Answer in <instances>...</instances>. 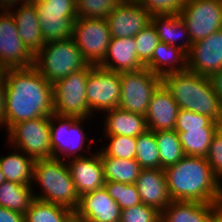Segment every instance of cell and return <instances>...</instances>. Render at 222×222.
I'll return each mask as SVG.
<instances>
[{"label": "cell", "mask_w": 222, "mask_h": 222, "mask_svg": "<svg viewBox=\"0 0 222 222\" xmlns=\"http://www.w3.org/2000/svg\"><path fill=\"white\" fill-rule=\"evenodd\" d=\"M6 89L5 82L0 84V125H4L6 122Z\"/></svg>", "instance_id": "cell-42"}, {"label": "cell", "mask_w": 222, "mask_h": 222, "mask_svg": "<svg viewBox=\"0 0 222 222\" xmlns=\"http://www.w3.org/2000/svg\"><path fill=\"white\" fill-rule=\"evenodd\" d=\"M71 38L84 60L98 66L105 58L112 37L106 19L78 17L73 23Z\"/></svg>", "instance_id": "cell-11"}, {"label": "cell", "mask_w": 222, "mask_h": 222, "mask_svg": "<svg viewBox=\"0 0 222 222\" xmlns=\"http://www.w3.org/2000/svg\"><path fill=\"white\" fill-rule=\"evenodd\" d=\"M220 123L189 110L179 109L175 131L186 156L206 157Z\"/></svg>", "instance_id": "cell-6"}, {"label": "cell", "mask_w": 222, "mask_h": 222, "mask_svg": "<svg viewBox=\"0 0 222 222\" xmlns=\"http://www.w3.org/2000/svg\"><path fill=\"white\" fill-rule=\"evenodd\" d=\"M7 130L14 124L54 114L53 86L34 67L5 70Z\"/></svg>", "instance_id": "cell-1"}, {"label": "cell", "mask_w": 222, "mask_h": 222, "mask_svg": "<svg viewBox=\"0 0 222 222\" xmlns=\"http://www.w3.org/2000/svg\"><path fill=\"white\" fill-rule=\"evenodd\" d=\"M40 1H43V0H31L30 2H40Z\"/></svg>", "instance_id": "cell-50"}, {"label": "cell", "mask_w": 222, "mask_h": 222, "mask_svg": "<svg viewBox=\"0 0 222 222\" xmlns=\"http://www.w3.org/2000/svg\"><path fill=\"white\" fill-rule=\"evenodd\" d=\"M162 84L171 93L179 109L189 110L220 123L222 104L215 93L210 77L190 70L164 75Z\"/></svg>", "instance_id": "cell-3"}, {"label": "cell", "mask_w": 222, "mask_h": 222, "mask_svg": "<svg viewBox=\"0 0 222 222\" xmlns=\"http://www.w3.org/2000/svg\"><path fill=\"white\" fill-rule=\"evenodd\" d=\"M104 187L110 197L120 206L121 210L142 204L135 184L105 181Z\"/></svg>", "instance_id": "cell-34"}, {"label": "cell", "mask_w": 222, "mask_h": 222, "mask_svg": "<svg viewBox=\"0 0 222 222\" xmlns=\"http://www.w3.org/2000/svg\"><path fill=\"white\" fill-rule=\"evenodd\" d=\"M135 159L142 169L160 168V155L154 131L147 129L136 137Z\"/></svg>", "instance_id": "cell-33"}, {"label": "cell", "mask_w": 222, "mask_h": 222, "mask_svg": "<svg viewBox=\"0 0 222 222\" xmlns=\"http://www.w3.org/2000/svg\"><path fill=\"white\" fill-rule=\"evenodd\" d=\"M17 2H19V0H0V5H2L4 10H9L11 9L10 7H13V5Z\"/></svg>", "instance_id": "cell-45"}, {"label": "cell", "mask_w": 222, "mask_h": 222, "mask_svg": "<svg viewBox=\"0 0 222 222\" xmlns=\"http://www.w3.org/2000/svg\"><path fill=\"white\" fill-rule=\"evenodd\" d=\"M179 111L178 104L171 93L161 84L151 97L147 114L145 115L148 130H174Z\"/></svg>", "instance_id": "cell-19"}, {"label": "cell", "mask_w": 222, "mask_h": 222, "mask_svg": "<svg viewBox=\"0 0 222 222\" xmlns=\"http://www.w3.org/2000/svg\"><path fill=\"white\" fill-rule=\"evenodd\" d=\"M121 94L120 73L93 66L86 83V100L88 107L108 111L118 108Z\"/></svg>", "instance_id": "cell-13"}, {"label": "cell", "mask_w": 222, "mask_h": 222, "mask_svg": "<svg viewBox=\"0 0 222 222\" xmlns=\"http://www.w3.org/2000/svg\"><path fill=\"white\" fill-rule=\"evenodd\" d=\"M121 1H132V2H138V0H121Z\"/></svg>", "instance_id": "cell-49"}, {"label": "cell", "mask_w": 222, "mask_h": 222, "mask_svg": "<svg viewBox=\"0 0 222 222\" xmlns=\"http://www.w3.org/2000/svg\"><path fill=\"white\" fill-rule=\"evenodd\" d=\"M82 222H91V221H82ZM115 222H122L121 220L115 221Z\"/></svg>", "instance_id": "cell-51"}, {"label": "cell", "mask_w": 222, "mask_h": 222, "mask_svg": "<svg viewBox=\"0 0 222 222\" xmlns=\"http://www.w3.org/2000/svg\"><path fill=\"white\" fill-rule=\"evenodd\" d=\"M5 68L0 64V84L4 81Z\"/></svg>", "instance_id": "cell-46"}, {"label": "cell", "mask_w": 222, "mask_h": 222, "mask_svg": "<svg viewBox=\"0 0 222 222\" xmlns=\"http://www.w3.org/2000/svg\"><path fill=\"white\" fill-rule=\"evenodd\" d=\"M0 64L5 69L27 68L34 64V55L19 37L13 15L5 10L0 13Z\"/></svg>", "instance_id": "cell-14"}, {"label": "cell", "mask_w": 222, "mask_h": 222, "mask_svg": "<svg viewBox=\"0 0 222 222\" xmlns=\"http://www.w3.org/2000/svg\"><path fill=\"white\" fill-rule=\"evenodd\" d=\"M98 66L117 73L135 71L145 67L139 61L134 37L111 38L105 58Z\"/></svg>", "instance_id": "cell-22"}, {"label": "cell", "mask_w": 222, "mask_h": 222, "mask_svg": "<svg viewBox=\"0 0 222 222\" xmlns=\"http://www.w3.org/2000/svg\"><path fill=\"white\" fill-rule=\"evenodd\" d=\"M214 204L172 200L161 212L160 222H210Z\"/></svg>", "instance_id": "cell-24"}, {"label": "cell", "mask_w": 222, "mask_h": 222, "mask_svg": "<svg viewBox=\"0 0 222 222\" xmlns=\"http://www.w3.org/2000/svg\"><path fill=\"white\" fill-rule=\"evenodd\" d=\"M0 222H25V215L0 206Z\"/></svg>", "instance_id": "cell-41"}, {"label": "cell", "mask_w": 222, "mask_h": 222, "mask_svg": "<svg viewBox=\"0 0 222 222\" xmlns=\"http://www.w3.org/2000/svg\"><path fill=\"white\" fill-rule=\"evenodd\" d=\"M121 0H76L78 17L106 19Z\"/></svg>", "instance_id": "cell-36"}, {"label": "cell", "mask_w": 222, "mask_h": 222, "mask_svg": "<svg viewBox=\"0 0 222 222\" xmlns=\"http://www.w3.org/2000/svg\"><path fill=\"white\" fill-rule=\"evenodd\" d=\"M121 94L118 108L145 116L151 97L162 78L146 67L120 73Z\"/></svg>", "instance_id": "cell-9"}, {"label": "cell", "mask_w": 222, "mask_h": 222, "mask_svg": "<svg viewBox=\"0 0 222 222\" xmlns=\"http://www.w3.org/2000/svg\"><path fill=\"white\" fill-rule=\"evenodd\" d=\"M7 133L16 150H21L34 160L53 157L51 147L50 117H38L12 125ZM17 145V146H16Z\"/></svg>", "instance_id": "cell-10"}, {"label": "cell", "mask_w": 222, "mask_h": 222, "mask_svg": "<svg viewBox=\"0 0 222 222\" xmlns=\"http://www.w3.org/2000/svg\"><path fill=\"white\" fill-rule=\"evenodd\" d=\"M61 158L35 160L33 180H37L44 193L34 197L74 211L79 202L68 165Z\"/></svg>", "instance_id": "cell-4"}, {"label": "cell", "mask_w": 222, "mask_h": 222, "mask_svg": "<svg viewBox=\"0 0 222 222\" xmlns=\"http://www.w3.org/2000/svg\"><path fill=\"white\" fill-rule=\"evenodd\" d=\"M58 119V120H57ZM54 120L59 121L60 125L56 127ZM84 118L68 117L52 114L50 116V133H51V147L53 151V158H61L57 151L60 150L65 156L74 155L77 157H84L78 154L77 151L82 150L85 143V133L80 127V123ZM54 123V124H53ZM78 154V155H77Z\"/></svg>", "instance_id": "cell-16"}, {"label": "cell", "mask_w": 222, "mask_h": 222, "mask_svg": "<svg viewBox=\"0 0 222 222\" xmlns=\"http://www.w3.org/2000/svg\"><path fill=\"white\" fill-rule=\"evenodd\" d=\"M74 218L80 221L115 222L121 218V209L103 187L79 196Z\"/></svg>", "instance_id": "cell-18"}, {"label": "cell", "mask_w": 222, "mask_h": 222, "mask_svg": "<svg viewBox=\"0 0 222 222\" xmlns=\"http://www.w3.org/2000/svg\"><path fill=\"white\" fill-rule=\"evenodd\" d=\"M25 222H70L74 211L62 205L34 199L25 212Z\"/></svg>", "instance_id": "cell-31"}, {"label": "cell", "mask_w": 222, "mask_h": 222, "mask_svg": "<svg viewBox=\"0 0 222 222\" xmlns=\"http://www.w3.org/2000/svg\"><path fill=\"white\" fill-rule=\"evenodd\" d=\"M136 50L139 61L146 66L160 42L157 31L152 23L142 29L135 37Z\"/></svg>", "instance_id": "cell-37"}, {"label": "cell", "mask_w": 222, "mask_h": 222, "mask_svg": "<svg viewBox=\"0 0 222 222\" xmlns=\"http://www.w3.org/2000/svg\"><path fill=\"white\" fill-rule=\"evenodd\" d=\"M215 93L218 95L222 104V69L210 77Z\"/></svg>", "instance_id": "cell-43"}, {"label": "cell", "mask_w": 222, "mask_h": 222, "mask_svg": "<svg viewBox=\"0 0 222 222\" xmlns=\"http://www.w3.org/2000/svg\"><path fill=\"white\" fill-rule=\"evenodd\" d=\"M151 23L155 27L161 42L179 47L187 54L190 52L192 42L189 36V32L187 31L186 26L179 14L155 15L152 16ZM179 31L181 34H179ZM179 36L186 38V41L182 43V45L181 43L180 45H177L176 43V41L180 38Z\"/></svg>", "instance_id": "cell-27"}, {"label": "cell", "mask_w": 222, "mask_h": 222, "mask_svg": "<svg viewBox=\"0 0 222 222\" xmlns=\"http://www.w3.org/2000/svg\"><path fill=\"white\" fill-rule=\"evenodd\" d=\"M179 16L194 44L222 29V0H186Z\"/></svg>", "instance_id": "cell-12"}, {"label": "cell", "mask_w": 222, "mask_h": 222, "mask_svg": "<svg viewBox=\"0 0 222 222\" xmlns=\"http://www.w3.org/2000/svg\"><path fill=\"white\" fill-rule=\"evenodd\" d=\"M155 138L159 149L161 169L175 165L185 156L175 130L155 131Z\"/></svg>", "instance_id": "cell-32"}, {"label": "cell", "mask_w": 222, "mask_h": 222, "mask_svg": "<svg viewBox=\"0 0 222 222\" xmlns=\"http://www.w3.org/2000/svg\"><path fill=\"white\" fill-rule=\"evenodd\" d=\"M138 3L155 15L180 14L186 0H138Z\"/></svg>", "instance_id": "cell-39"}, {"label": "cell", "mask_w": 222, "mask_h": 222, "mask_svg": "<svg viewBox=\"0 0 222 222\" xmlns=\"http://www.w3.org/2000/svg\"><path fill=\"white\" fill-rule=\"evenodd\" d=\"M6 180H5V177H4V174H3V172L1 171V168H0V185L3 183V182H5Z\"/></svg>", "instance_id": "cell-47"}, {"label": "cell", "mask_w": 222, "mask_h": 222, "mask_svg": "<svg viewBox=\"0 0 222 222\" xmlns=\"http://www.w3.org/2000/svg\"><path fill=\"white\" fill-rule=\"evenodd\" d=\"M187 60V53L181 48L160 41L152 54L150 62L145 67L162 78L170 73L187 70Z\"/></svg>", "instance_id": "cell-25"}, {"label": "cell", "mask_w": 222, "mask_h": 222, "mask_svg": "<svg viewBox=\"0 0 222 222\" xmlns=\"http://www.w3.org/2000/svg\"><path fill=\"white\" fill-rule=\"evenodd\" d=\"M206 159L219 180L222 177V129L220 127L212 138Z\"/></svg>", "instance_id": "cell-40"}, {"label": "cell", "mask_w": 222, "mask_h": 222, "mask_svg": "<svg viewBox=\"0 0 222 222\" xmlns=\"http://www.w3.org/2000/svg\"><path fill=\"white\" fill-rule=\"evenodd\" d=\"M30 185L5 181L0 185V206L25 214L35 199Z\"/></svg>", "instance_id": "cell-30"}, {"label": "cell", "mask_w": 222, "mask_h": 222, "mask_svg": "<svg viewBox=\"0 0 222 222\" xmlns=\"http://www.w3.org/2000/svg\"><path fill=\"white\" fill-rule=\"evenodd\" d=\"M171 200L217 203L222 201V186L206 157L184 156L164 169Z\"/></svg>", "instance_id": "cell-2"}, {"label": "cell", "mask_w": 222, "mask_h": 222, "mask_svg": "<svg viewBox=\"0 0 222 222\" xmlns=\"http://www.w3.org/2000/svg\"><path fill=\"white\" fill-rule=\"evenodd\" d=\"M87 65L72 38L46 43L34 55L33 64L50 84L80 71Z\"/></svg>", "instance_id": "cell-5"}, {"label": "cell", "mask_w": 222, "mask_h": 222, "mask_svg": "<svg viewBox=\"0 0 222 222\" xmlns=\"http://www.w3.org/2000/svg\"><path fill=\"white\" fill-rule=\"evenodd\" d=\"M142 204L162 212L171 203L164 169H141L135 182Z\"/></svg>", "instance_id": "cell-21"}, {"label": "cell", "mask_w": 222, "mask_h": 222, "mask_svg": "<svg viewBox=\"0 0 222 222\" xmlns=\"http://www.w3.org/2000/svg\"><path fill=\"white\" fill-rule=\"evenodd\" d=\"M111 141L107 148L100 150V157L135 159L136 137L106 135Z\"/></svg>", "instance_id": "cell-35"}, {"label": "cell", "mask_w": 222, "mask_h": 222, "mask_svg": "<svg viewBox=\"0 0 222 222\" xmlns=\"http://www.w3.org/2000/svg\"><path fill=\"white\" fill-rule=\"evenodd\" d=\"M106 112L109 113L105 122L106 127H104L106 135L137 137L148 129L143 115L120 108H114Z\"/></svg>", "instance_id": "cell-26"}, {"label": "cell", "mask_w": 222, "mask_h": 222, "mask_svg": "<svg viewBox=\"0 0 222 222\" xmlns=\"http://www.w3.org/2000/svg\"><path fill=\"white\" fill-rule=\"evenodd\" d=\"M152 14L138 2L121 1L107 16L112 38L135 37L151 23Z\"/></svg>", "instance_id": "cell-15"}, {"label": "cell", "mask_w": 222, "mask_h": 222, "mask_svg": "<svg viewBox=\"0 0 222 222\" xmlns=\"http://www.w3.org/2000/svg\"><path fill=\"white\" fill-rule=\"evenodd\" d=\"M70 222H82V221L73 218Z\"/></svg>", "instance_id": "cell-48"}, {"label": "cell", "mask_w": 222, "mask_h": 222, "mask_svg": "<svg viewBox=\"0 0 222 222\" xmlns=\"http://www.w3.org/2000/svg\"><path fill=\"white\" fill-rule=\"evenodd\" d=\"M161 212L154 207L139 204L131 208L121 210L122 222H160Z\"/></svg>", "instance_id": "cell-38"}, {"label": "cell", "mask_w": 222, "mask_h": 222, "mask_svg": "<svg viewBox=\"0 0 222 222\" xmlns=\"http://www.w3.org/2000/svg\"><path fill=\"white\" fill-rule=\"evenodd\" d=\"M45 44L72 37L73 23L78 18L76 0H43L32 2Z\"/></svg>", "instance_id": "cell-8"}, {"label": "cell", "mask_w": 222, "mask_h": 222, "mask_svg": "<svg viewBox=\"0 0 222 222\" xmlns=\"http://www.w3.org/2000/svg\"><path fill=\"white\" fill-rule=\"evenodd\" d=\"M187 69L211 77L222 69V29L194 44L187 54Z\"/></svg>", "instance_id": "cell-17"}, {"label": "cell", "mask_w": 222, "mask_h": 222, "mask_svg": "<svg viewBox=\"0 0 222 222\" xmlns=\"http://www.w3.org/2000/svg\"><path fill=\"white\" fill-rule=\"evenodd\" d=\"M73 158L71 163L68 164V168L79 196L104 187L105 178L100 152L91 157Z\"/></svg>", "instance_id": "cell-20"}, {"label": "cell", "mask_w": 222, "mask_h": 222, "mask_svg": "<svg viewBox=\"0 0 222 222\" xmlns=\"http://www.w3.org/2000/svg\"><path fill=\"white\" fill-rule=\"evenodd\" d=\"M93 66L88 64L80 71L52 84L54 114L84 119L90 116L91 111L86 100V83Z\"/></svg>", "instance_id": "cell-7"}, {"label": "cell", "mask_w": 222, "mask_h": 222, "mask_svg": "<svg viewBox=\"0 0 222 222\" xmlns=\"http://www.w3.org/2000/svg\"><path fill=\"white\" fill-rule=\"evenodd\" d=\"M210 222H222V201L213 205Z\"/></svg>", "instance_id": "cell-44"}, {"label": "cell", "mask_w": 222, "mask_h": 222, "mask_svg": "<svg viewBox=\"0 0 222 222\" xmlns=\"http://www.w3.org/2000/svg\"><path fill=\"white\" fill-rule=\"evenodd\" d=\"M31 0H23L18 11L11 13L15 19L17 32L28 50L35 55L44 45L39 21L36 14V6Z\"/></svg>", "instance_id": "cell-23"}, {"label": "cell", "mask_w": 222, "mask_h": 222, "mask_svg": "<svg viewBox=\"0 0 222 222\" xmlns=\"http://www.w3.org/2000/svg\"><path fill=\"white\" fill-rule=\"evenodd\" d=\"M105 181L135 184L141 167L136 159L101 157Z\"/></svg>", "instance_id": "cell-29"}, {"label": "cell", "mask_w": 222, "mask_h": 222, "mask_svg": "<svg viewBox=\"0 0 222 222\" xmlns=\"http://www.w3.org/2000/svg\"><path fill=\"white\" fill-rule=\"evenodd\" d=\"M35 160L29 155L11 153L0 158V168L5 180L23 185H31Z\"/></svg>", "instance_id": "cell-28"}]
</instances>
